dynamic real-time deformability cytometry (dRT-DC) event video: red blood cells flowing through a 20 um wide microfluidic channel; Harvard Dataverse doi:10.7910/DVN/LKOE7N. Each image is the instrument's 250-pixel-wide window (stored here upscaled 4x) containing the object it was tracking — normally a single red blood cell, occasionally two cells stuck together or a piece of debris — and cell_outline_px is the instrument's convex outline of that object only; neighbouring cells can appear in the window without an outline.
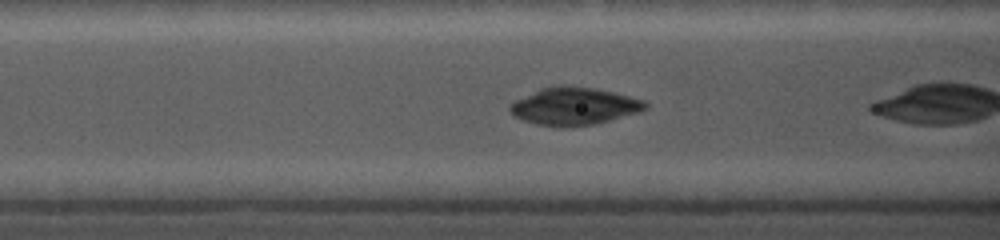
{"species": "common noctule bat (a hibernating species)", "species_latin": "Nyctalus noctula", "temperature_condition": "cold", "stored_images_in_passage": 7, "camera_frame_rate_fps": 5000, "um_per_image_px": 0.085, "animal": {"sex": "female", "body_mass_g": 19.0, "forearm_length_mm": 56.7}, "frame": {"image": 1, "passage_image": 5, "time_ms": 1.4, "image_size_px": [1000, 240], "cell_outline_px": [[648, 108], [640, 112], [592, 124], [536, 124], [512, 116], [508, 112], [508, 108], [516, 100], [540, 88], [592, 88], [612, 92], [644, 100], [648, 104]], "centroid_in_image_um": [48.81, 9.03], "position_along_channel_um": 117.8, "area_um2": 28.03}}